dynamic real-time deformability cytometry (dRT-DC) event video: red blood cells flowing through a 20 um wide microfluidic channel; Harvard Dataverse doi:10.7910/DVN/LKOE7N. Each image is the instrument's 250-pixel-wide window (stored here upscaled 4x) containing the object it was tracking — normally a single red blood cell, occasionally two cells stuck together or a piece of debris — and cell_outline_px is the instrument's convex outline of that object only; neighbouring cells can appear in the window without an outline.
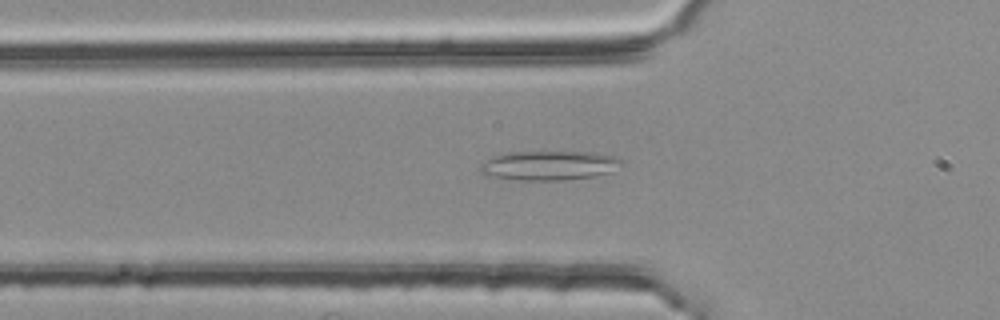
{"species": "common noctule bat (a hibernating species)", "species_latin": "Nyctalus noctula", "temperature_condition": "room temperature", "stored_images_in_passage": 54, "camera_frame_rate_fps": 3000, "um_per_image_px": 0.085, "animal": {"sex": "female", "body_mass_g": 25.1}, "frame": {"image": 1, "passage_image": 18, "time_ms": 5.667, "image_size_px": [1000, 320], "cell_outline_px": [[620, 160], [608, 172], [596, 176], [564, 180], [520, 180], [496, 176], [480, 172], [480, 164], [496, 156], [508, 152], [596, 152], [616, 156]], "centroid_in_image_um": [46.66, 14.06], "position_along_channel_um": 79.1, "area_um2": 23.52}}
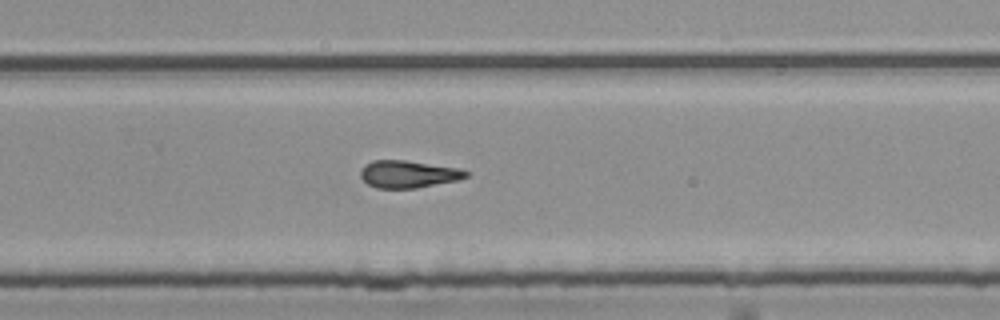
{"frame": {"image": 2, "passage_image": 35, "time_ms": 11.333, "image_size_px": [1000, 320], "cell_outline_px": [[468, 176], [460, 180], [416, 188], [376, 188], [368, 184], [360, 176], [360, 172], [372, 160], [404, 160], [460, 168], [468, 172]], "centroid_in_image_um": [34.74, 14.81], "position_along_channel_um": 295.1, "area_um2": 16.7}}
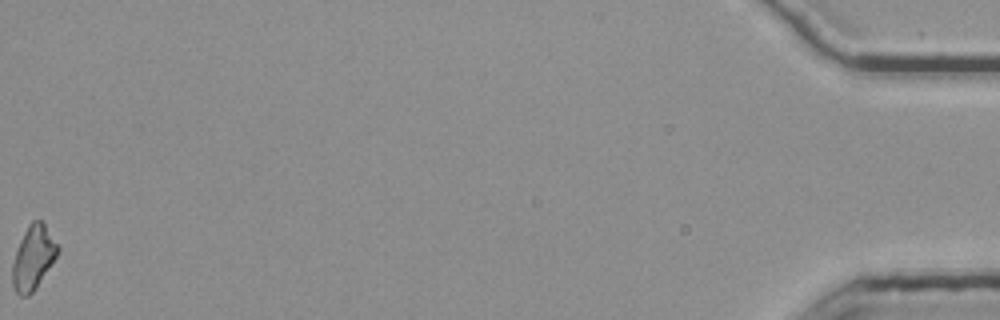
{"frame": {"image": 3, "passage_image": 54, "time_ms": 17.667, "image_size_px": [1000, 320], "cell_outline_px": [[60, 248], [56, 256], [32, 292], [28, 296], [20, 296], [12, 288], [12, 264], [20, 240], [28, 224], [32, 220], [40, 220], [44, 224]], "centroid_in_image_um": [2.79, 21.9], "position_along_channel_um": 432.4, "area_um2": 16.47}, "authors_computed_cell_mechanics": {"area_um2": 17.2533, "velocity_mm_per_s": 3.8065, "shape_relaxation_time_tau1_ms": null, "shape_relaxation_time_tau2_ms": 6.0699, "deformation_change_tau1": null, "deformation_change_tau2": 0.168}}